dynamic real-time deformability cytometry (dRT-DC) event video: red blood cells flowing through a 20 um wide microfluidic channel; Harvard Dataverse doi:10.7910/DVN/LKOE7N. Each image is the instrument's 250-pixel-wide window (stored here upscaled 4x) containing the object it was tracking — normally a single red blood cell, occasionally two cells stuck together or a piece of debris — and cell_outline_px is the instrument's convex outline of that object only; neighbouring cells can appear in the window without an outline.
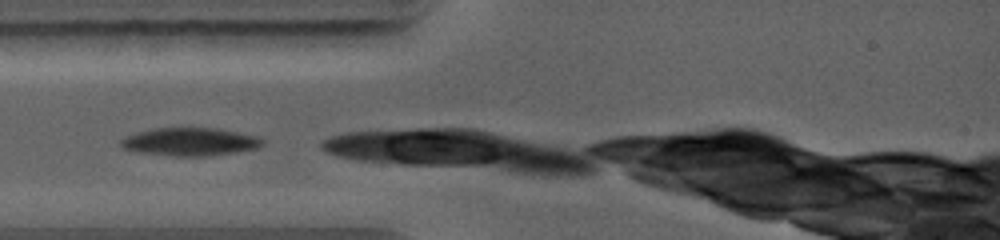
{"species": "common noctule bat (a hibernating species)", "species_latin": "Nyctalus noctula", "temperature_condition": "warm", "stored_images_in_passage": 2, "camera_frame_rate_fps": 5000, "um_per_image_px": 0.085, "animal": {"sex": "female", "body_mass_g": 19.0, "forearm_length_mm": 56.7}, "frame": {"image": 1, "passage_image": 1, "time_ms": 0.0, "image_size_px": [1000, 240], "cell_outline_px": [[264, 144], [256, 148], [208, 156], [172, 156], [136, 152], [124, 148], [120, 144], [120, 140], [124, 136], [136, 132], [152, 128], [216, 128], [256, 136], [264, 140]], "centroid_in_image_um": [16.09, 12.05], "position_along_channel_um": 68.9, "area_um2": 23.06}}